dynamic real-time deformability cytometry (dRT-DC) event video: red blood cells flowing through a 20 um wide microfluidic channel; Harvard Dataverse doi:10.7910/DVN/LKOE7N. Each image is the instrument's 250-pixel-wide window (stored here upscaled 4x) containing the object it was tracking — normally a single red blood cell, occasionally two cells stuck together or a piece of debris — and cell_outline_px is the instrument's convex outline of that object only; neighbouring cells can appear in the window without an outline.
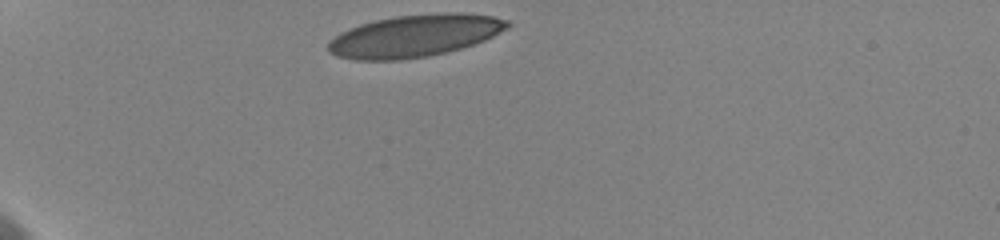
{"species": "human", "species_latin": "Homo sapiens", "temperature_condition": "cold", "stored_images_in_passage": 10, "camera_frame_rate_fps": 3000, "um_per_image_px": 0.085, "donor": {"sex": "female"}, "frame": {"image": 1, "passage_image": 1, "time_ms": 0.0, "image_size_px": [1000, 240], "cell_outline_px": [[512, 24], [508, 28], [484, 40], [460, 48], [428, 56], [400, 60], [356, 60], [336, 56], [328, 52], [328, 40], [340, 32], [348, 28], [360, 24], [376, 20], [396, 16], [444, 12], [464, 12], [492, 16], [508, 20]], "centroid_in_image_um": [35.22, 3.04], "position_along_channel_um": 49.8, "area_um2": 44.22}}